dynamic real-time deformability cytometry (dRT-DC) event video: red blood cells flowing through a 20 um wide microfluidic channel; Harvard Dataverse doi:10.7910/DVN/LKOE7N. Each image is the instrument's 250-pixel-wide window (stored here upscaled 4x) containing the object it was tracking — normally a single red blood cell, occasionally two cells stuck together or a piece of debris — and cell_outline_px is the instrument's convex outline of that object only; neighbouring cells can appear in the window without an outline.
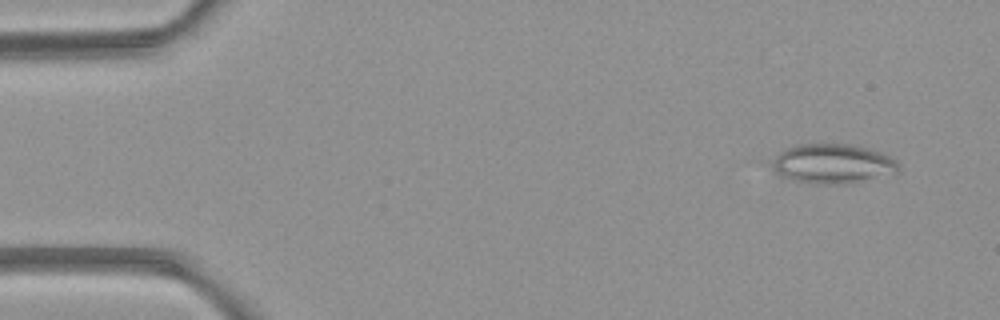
{"species": "common noctule bat (a hibernating species)", "species_latin": "Nyctalus noctula", "temperature_condition": "room temperature", "stored_images_in_passage": 5, "camera_frame_rate_fps": 3000, "um_per_image_px": 0.085, "animal": {"sex": "female", "body_mass_g": 21.9}, "frame": {"image": 1, "passage_image": 1, "time_ms": 0.0, "image_size_px": [1000, 320], "cell_outline_px": [[900, 168], [896, 172], [844, 184], [816, 184], [796, 180], [780, 176], [772, 168], [772, 164], [776, 156], [784, 148], [796, 144], [848, 144], [868, 148], [880, 152], [896, 160]], "centroid_in_image_um": [70.74, 13.9], "position_along_channel_um": 14.3, "area_um2": 28.78}}